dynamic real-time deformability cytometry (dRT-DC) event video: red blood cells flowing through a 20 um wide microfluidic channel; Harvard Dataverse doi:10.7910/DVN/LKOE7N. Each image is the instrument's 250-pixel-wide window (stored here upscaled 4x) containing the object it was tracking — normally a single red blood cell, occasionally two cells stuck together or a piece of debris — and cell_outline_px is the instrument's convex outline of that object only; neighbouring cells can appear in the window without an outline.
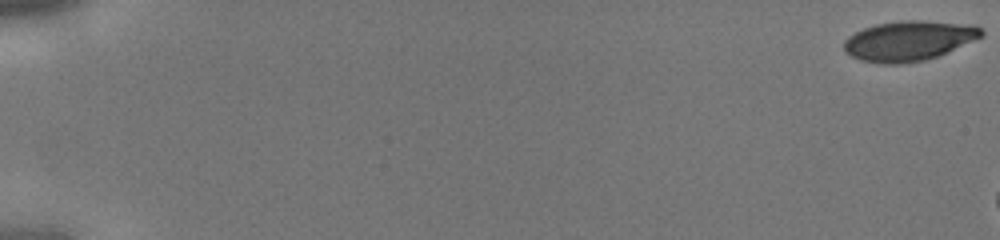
{"species": "human", "species_latin": "Homo sapiens", "temperature_condition": "cold", "stored_images_in_passage": 7, "camera_frame_rate_fps": 3000, "um_per_image_px": 0.085, "donor": {"sex": "male"}, "frame": {"image": 1, "passage_image": 1, "time_ms": 0.0, "image_size_px": [1000, 240], "cell_outline_px": [[984, 36], [936, 56], [924, 60], [900, 64], [884, 64], [860, 60], [844, 52], [844, 40], [848, 36], [864, 28], [876, 24], [900, 20], [916, 20], [972, 24], [980, 28], [984, 32]], "centroid_in_image_um": [77.23, 3.46], "position_along_channel_um": 7.8, "area_um2": 31.91}}